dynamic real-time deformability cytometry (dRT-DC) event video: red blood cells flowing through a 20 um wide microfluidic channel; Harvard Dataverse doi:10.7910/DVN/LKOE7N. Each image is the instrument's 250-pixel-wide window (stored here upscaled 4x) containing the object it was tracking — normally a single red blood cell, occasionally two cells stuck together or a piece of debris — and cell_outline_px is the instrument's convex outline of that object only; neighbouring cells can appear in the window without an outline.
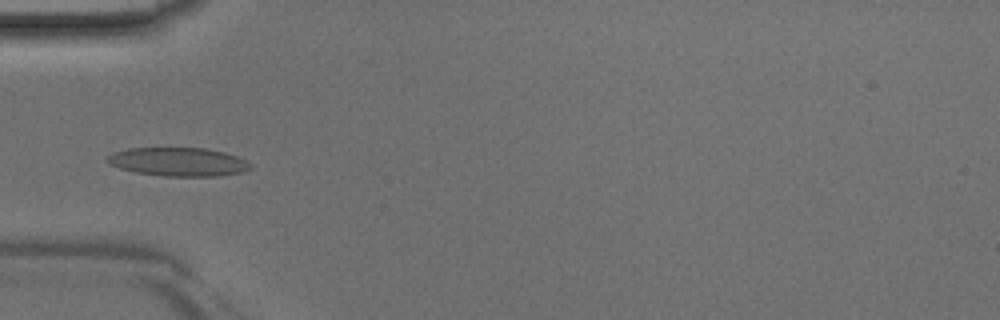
{"species": "Egyptian fruit bat (a non-hibernating species)", "species_latin": "Rousettus aegyptiacus", "temperature_condition": "room temperature", "stored_images_in_passage": 46, "camera_frame_rate_fps": 3000, "um_per_image_px": 0.085, "animal": {"sex": "male"}, "frame": {"image": 1, "passage_image": 15, "time_ms": 4.667, "image_size_px": [1000, 320], "cell_outline_px": [[252, 168], [240, 172], [220, 176], [164, 176], [136, 172], [120, 168], [108, 164], [104, 160], [112, 152], [128, 148], [204, 148], [224, 152], [236, 156], [252, 164]], "centroid_in_image_um": [15.12, 13.75], "position_along_channel_um": 69.9, "area_um2": 23.87}}
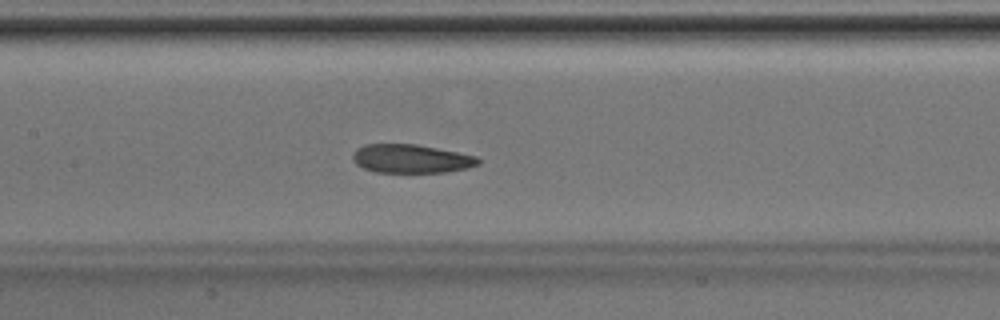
{"frame": {"image": 2, "passage_image": 22, "time_ms": 7.0, "image_size_px": [1000, 320], "cell_outline_px": [[480, 164], [468, 168], [448, 172], [376, 172], [364, 168], [356, 164], [352, 160], [352, 152], [356, 148], [364, 144], [416, 144], [476, 156], [480, 160]], "centroid_in_image_um": [34.92, 13.49], "position_along_channel_um": 172.5, "area_um2": 20.98}}
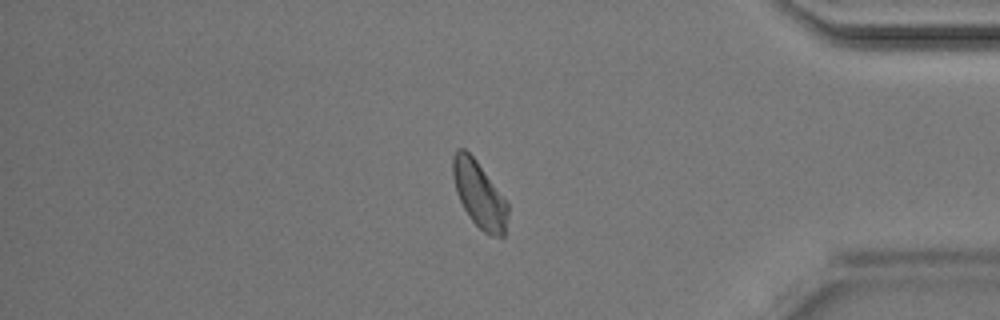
{"frame": {"image": 3, "passage_image": 39, "time_ms": 12.667, "image_size_px": [1000, 320], "cell_outline_px": [[508, 216], [504, 236], [492, 236], [484, 232], [472, 220], [464, 208], [456, 192], [452, 176], [452, 156], [456, 148], [464, 148], [476, 160], [508, 204]], "centroid_in_image_um": [40.71, 16.52], "position_along_channel_um": 394.5, "area_um2": 20.98}}